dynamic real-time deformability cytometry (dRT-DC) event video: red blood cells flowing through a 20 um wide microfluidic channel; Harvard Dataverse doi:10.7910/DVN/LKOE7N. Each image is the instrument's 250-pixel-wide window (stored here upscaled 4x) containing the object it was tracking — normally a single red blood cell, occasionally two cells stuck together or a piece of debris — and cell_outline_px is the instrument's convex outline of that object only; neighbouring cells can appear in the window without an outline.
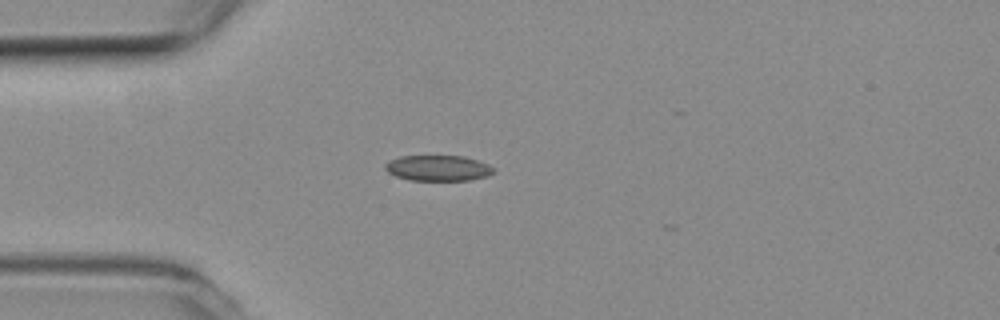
{"species": "common noctule bat (a hibernating species)", "species_latin": "Nyctalus noctula", "temperature_condition": "room temperature", "stored_images_in_passage": 3, "camera_frame_rate_fps": 3000, "um_per_image_px": 0.085, "animal": {"sex": "female", "body_mass_g": 19.3, "forearm_length_mm": 54.1}, "frame": {"image": 1, "passage_image": 1, "time_ms": 0.0, "image_size_px": [1000, 320], "cell_outline_px": [[492, 172], [488, 176], [468, 180], [408, 180], [396, 176], [388, 172], [384, 168], [384, 164], [400, 156], [464, 156], [488, 164], [492, 168]], "centroid_in_image_um": [37.2, 14.29], "position_along_channel_um": 47.8, "area_um2": 16.01}}